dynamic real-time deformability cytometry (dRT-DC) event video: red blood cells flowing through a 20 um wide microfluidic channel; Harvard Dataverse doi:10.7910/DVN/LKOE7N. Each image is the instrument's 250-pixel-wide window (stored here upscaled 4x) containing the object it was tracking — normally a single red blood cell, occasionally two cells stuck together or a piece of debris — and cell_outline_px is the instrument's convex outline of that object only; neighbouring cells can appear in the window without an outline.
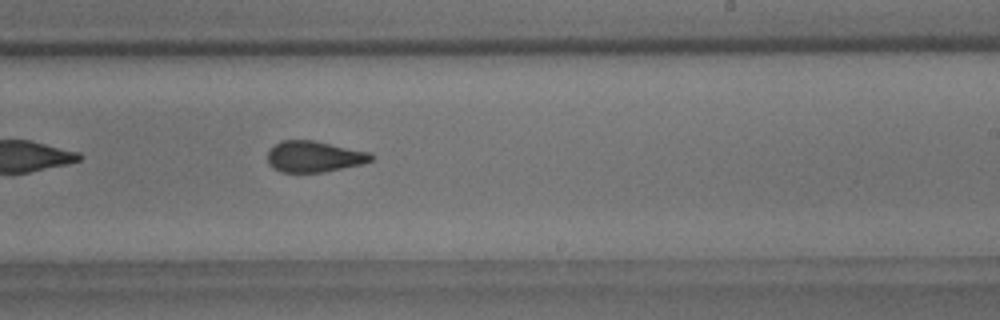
{"species": "common noctule bat (a hibernating species)", "species_latin": "Nyctalus noctula", "temperature_condition": "room temperature", "stored_images_in_passage": 42, "camera_frame_rate_fps": 3000, "um_per_image_px": 0.085, "animal": {"sex": "male", "body_mass_g": 18.8}, "frame": {"image": 1, "passage_image": 19, "time_ms": 6.0, "image_size_px": [1000, 320], "cell_outline_px": [[372, 160], [364, 164], [320, 172], [280, 172], [272, 168], [268, 164], [268, 152], [280, 140], [316, 140], [368, 152], [372, 156]], "centroid_in_image_um": [26.67, 13.3], "position_along_channel_um": 262.3, "area_um2": 18.73}, "authors_computed_cell_mechanics": {"area_um2": 19.3052, "velocity_mm_per_s": 3.5199, "shape_relaxation_time_tau1_ms": null, "shape_relaxation_time_tau2_ms": 2.2408, "deformation_change_tau1": null, "deformation_change_tau2": 0.0946}}